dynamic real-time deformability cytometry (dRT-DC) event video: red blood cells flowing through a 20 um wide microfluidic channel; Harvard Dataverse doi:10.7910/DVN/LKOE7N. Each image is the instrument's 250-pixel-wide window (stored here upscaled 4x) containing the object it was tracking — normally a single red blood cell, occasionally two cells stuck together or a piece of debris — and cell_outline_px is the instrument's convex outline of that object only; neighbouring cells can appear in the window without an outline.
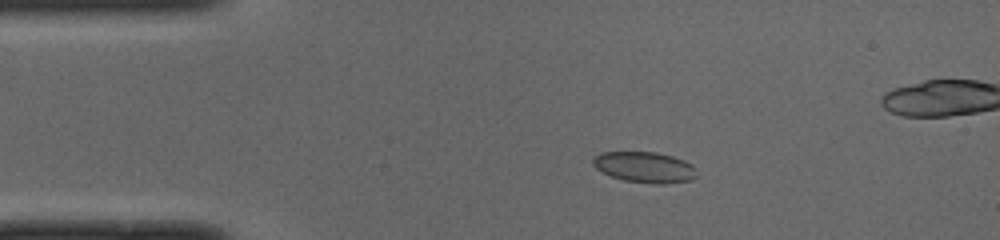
{"species": "common noctule bat (a hibernating species)", "species_latin": "Nyctalus noctula", "temperature_condition": "cold", "stored_images_in_passage": 50, "camera_frame_rate_fps": 3000, "um_per_image_px": 0.085, "animal": {"sex": "male", "body_mass_g": 19.0, "forearm_length_mm": 50.8}, "frame": {"image": 1, "passage_image": 8, "time_ms": 2.333, "image_size_px": [1000, 240], "cell_outline_px": [[696, 176], [692, 180], [664, 184], [656, 184], [624, 180], [612, 176], [596, 168], [592, 164], [592, 160], [600, 152], [656, 152], [672, 156], [684, 160], [692, 164], [696, 168]], "centroid_in_image_um": [54.83, 14.21], "position_along_channel_um": 30.2, "area_um2": 18.61}}
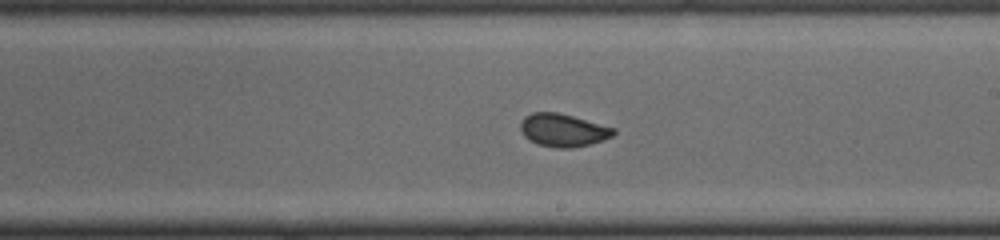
{"frame": {"image": 2, "passage_image": 27, "time_ms": 8.667, "image_size_px": [1000, 240], "cell_outline_px": [[616, 132], [612, 136], [588, 144], [572, 148], [556, 148], [536, 144], [528, 140], [524, 136], [520, 128], [520, 120], [524, 116], [532, 112], [556, 112], [572, 116], [616, 128]], "centroid_in_image_um": [47.81, 11.06], "position_along_channel_um": 241.2, "area_um2": 17.86}}
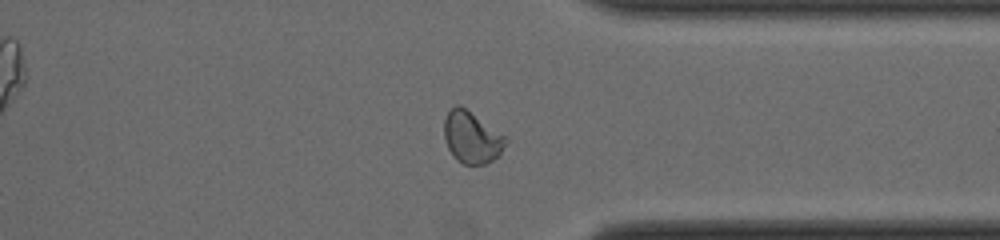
{"frame": {"image": 3, "passage_image": 37, "time_ms": 12.0, "image_size_px": [1000, 240], "cell_outline_px": [[508, 140], [500, 152], [492, 160], [484, 164], [464, 164], [456, 160], [452, 156], [444, 140], [444, 120], [448, 112], [456, 104], [460, 104], [504, 136]], "centroid_in_image_um": [40.04, 11.68], "position_along_channel_um": 371.4, "area_um2": 18.26}, "authors_computed_cell_mechanics": {"area_um2": 18.207, "velocity_mm_per_s": 3.9943, "shape_relaxation_time_tau1_ms": 4.2822, "shape_relaxation_time_tau2_ms": 1.0475, "deformation_change_tau1": 0.1126, "deformation_change_tau2": 0.0518}}